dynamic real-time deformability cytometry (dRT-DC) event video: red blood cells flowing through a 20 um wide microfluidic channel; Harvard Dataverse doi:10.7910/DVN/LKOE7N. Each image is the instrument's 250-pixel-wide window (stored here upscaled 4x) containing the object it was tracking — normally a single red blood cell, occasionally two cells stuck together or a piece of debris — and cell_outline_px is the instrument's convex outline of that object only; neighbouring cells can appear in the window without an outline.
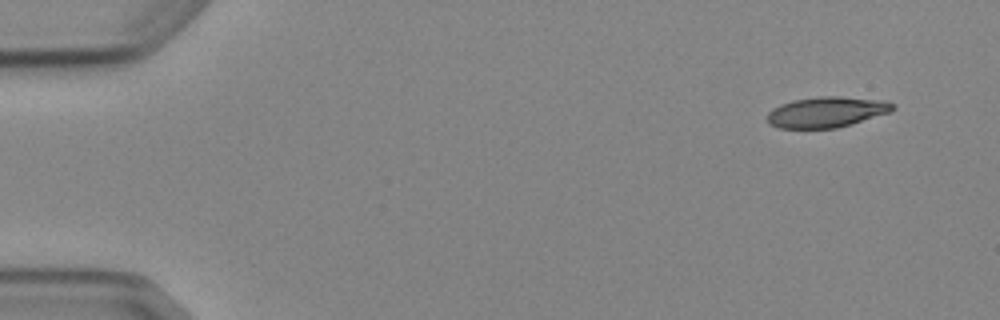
{"species": "Egyptian fruit bat (a non-hibernating species)", "species_latin": "Rousettus aegyptiacus", "temperature_condition": "cold", "stored_images_in_passage": 6, "camera_frame_rate_fps": 3000, "um_per_image_px": 0.085, "animal": {"sex": "female"}, "frame": {"image": 1, "passage_image": 1, "time_ms": 0.0, "image_size_px": [1000, 320], "cell_outline_px": [[896, 108], [892, 112], [852, 124], [836, 128], [780, 128], [768, 124], [764, 116], [772, 108], [780, 104], [792, 100], [820, 96], [840, 96], [888, 100]], "centroid_in_image_um": [70.25, 9.52], "position_along_channel_um": 14.7, "area_um2": 22.89}}
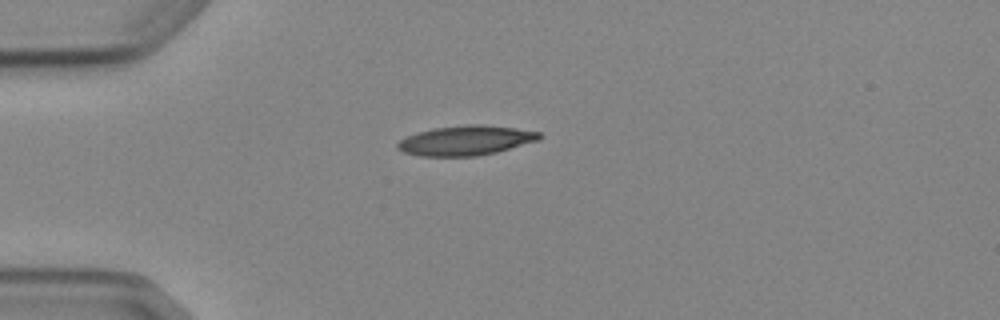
{"frame": {"image": 2, "passage_image": 4, "time_ms": 3.333, "image_size_px": [1000, 320], "cell_outline_px": [[544, 136], [540, 140], [496, 152], [476, 156], [420, 156], [404, 152], [396, 148], [396, 144], [400, 140], [416, 132], [432, 128], [468, 124], [480, 124], [516, 128], [540, 132]], "centroid_in_image_um": [39.6, 11.93], "position_along_channel_um": 45.4, "area_um2": 24.68}}
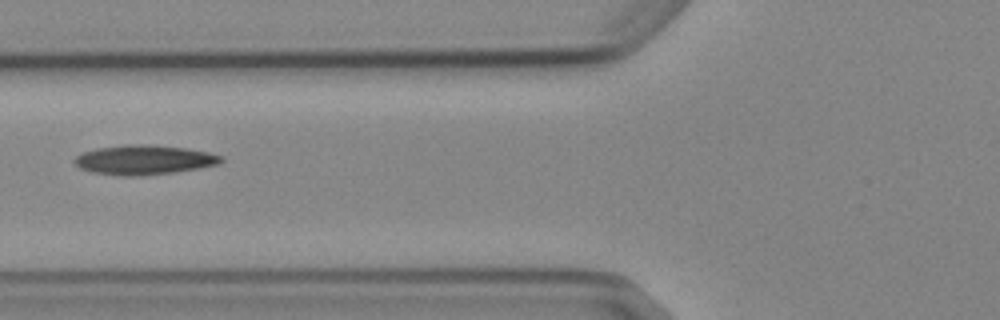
{"frame": {"image": 3, "passage_image": 6, "time_ms": 5.667, "image_size_px": [1000, 320], "cell_outline_px": [[224, 160], [220, 164], [200, 168], [172, 172], [140, 176], [116, 176], [92, 172], [80, 168], [72, 160], [76, 156], [84, 152], [96, 148], [124, 144], [140, 144], [184, 148], [208, 152], [224, 156]], "centroid_in_image_um": [12.24, 13.59], "position_along_channel_um": 113.6, "area_um2": 25.32}}